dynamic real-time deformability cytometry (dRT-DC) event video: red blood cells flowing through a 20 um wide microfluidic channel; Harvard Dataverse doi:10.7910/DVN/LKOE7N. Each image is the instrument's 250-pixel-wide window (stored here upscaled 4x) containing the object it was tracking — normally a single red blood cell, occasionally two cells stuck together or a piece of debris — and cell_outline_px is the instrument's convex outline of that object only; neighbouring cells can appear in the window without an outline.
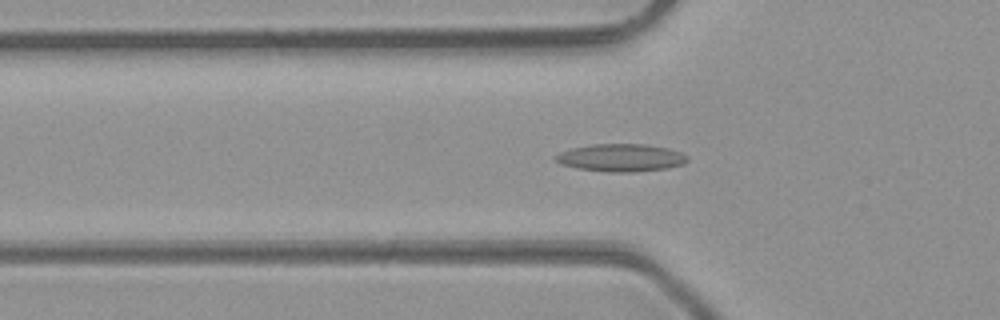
{"species": "common noctule bat (a hibernating species)", "species_latin": "Nyctalus noctula", "temperature_condition": "room temperature", "stored_images_in_passage": 49, "camera_frame_rate_fps": 3000, "um_per_image_px": 0.085, "animal": {"sex": "male", "body_mass_g": 23.1, "forearm_length_mm": 52.7}, "frame": {"image": 1, "passage_image": 17, "time_ms": 5.333, "image_size_px": [1000, 320], "cell_outline_px": [[688, 160], [684, 164], [668, 168], [636, 172], [608, 172], [576, 168], [560, 164], [556, 160], [556, 156], [560, 152], [572, 148], [592, 144], [644, 144], [668, 148], [680, 152], [688, 156]], "centroid_in_image_um": [52.81, 13.41], "position_along_channel_um": 73.0, "area_um2": 21.27}}
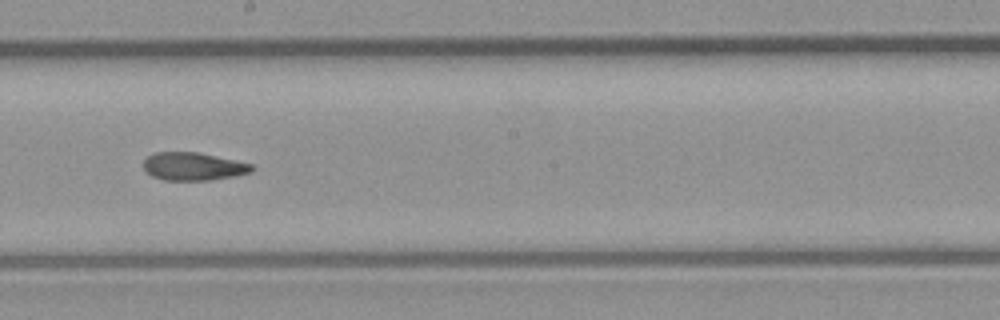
{"frame": {"image": 2, "passage_image": 28, "time_ms": 9.0, "image_size_px": [1000, 320], "cell_outline_px": [[256, 168], [252, 172], [236, 176], [212, 180], [164, 180], [152, 176], [144, 172], [144, 160], [148, 156], [156, 152], [200, 152], [252, 164]], "centroid_in_image_um": [16.45, 14.15], "position_along_channel_um": 231.8, "area_um2": 17.86}}
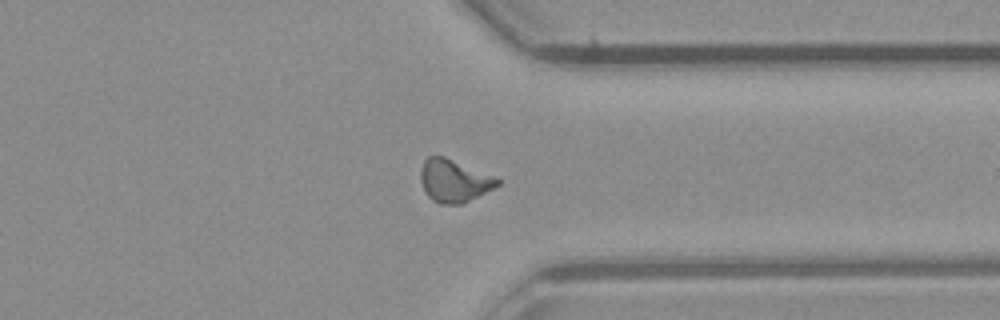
{"frame": {"image": 3, "passage_image": 38, "time_ms": 12.333, "image_size_px": [1000, 320], "cell_outline_px": [[500, 184], [464, 204], [440, 204], [432, 200], [428, 196], [420, 180], [420, 168], [424, 160], [428, 156], [444, 156], [496, 176], [500, 180]], "centroid_in_image_um": [38.6, 15.36], "position_along_channel_um": 372.8, "area_um2": 19.25}, "authors_computed_cell_mechanics": {"area_um2": 18.4382, "velocity_mm_per_s": 4.2988, "shape_relaxation_time_tau1_ms": null, "shape_relaxation_time_tau2_ms": 4.2574, "deformation_change_tau1": null, "deformation_change_tau2": 0.129}}